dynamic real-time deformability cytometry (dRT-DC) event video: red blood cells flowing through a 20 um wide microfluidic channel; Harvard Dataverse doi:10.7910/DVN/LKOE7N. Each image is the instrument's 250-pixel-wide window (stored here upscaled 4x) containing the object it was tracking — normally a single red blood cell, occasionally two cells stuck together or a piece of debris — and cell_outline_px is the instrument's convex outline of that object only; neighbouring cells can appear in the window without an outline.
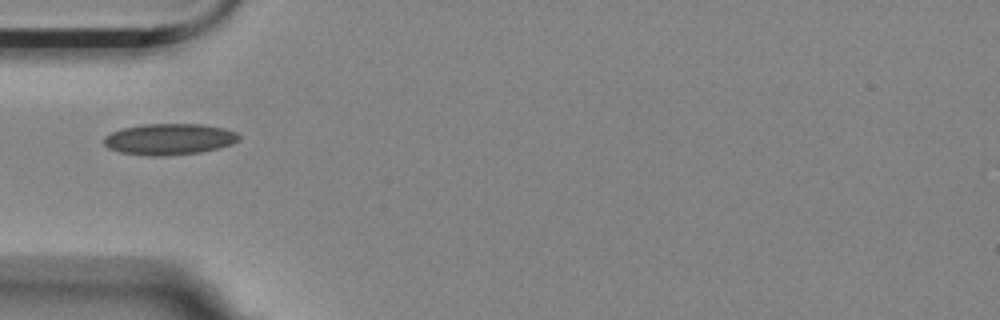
{"species": "Egyptian fruit bat (a non-hibernating species)", "species_latin": "Rousettus aegyptiacus", "temperature_condition": "room temperature", "stored_images_in_passage": 3, "camera_frame_rate_fps": 3000, "um_per_image_px": 0.085, "animal": {"sex": "female"}, "frame": {"image": 1, "passage_image": 1, "time_ms": 0.0, "image_size_px": [1000, 320], "cell_outline_px": [[240, 140], [232, 144], [200, 152], [164, 156], [148, 156], [120, 152], [108, 148], [104, 144], [104, 136], [120, 128], [144, 124], [204, 124], [224, 128], [236, 132], [240, 136]], "centroid_in_image_um": [14.38, 11.82], "position_along_channel_um": 70.6, "area_um2": 24.68}}